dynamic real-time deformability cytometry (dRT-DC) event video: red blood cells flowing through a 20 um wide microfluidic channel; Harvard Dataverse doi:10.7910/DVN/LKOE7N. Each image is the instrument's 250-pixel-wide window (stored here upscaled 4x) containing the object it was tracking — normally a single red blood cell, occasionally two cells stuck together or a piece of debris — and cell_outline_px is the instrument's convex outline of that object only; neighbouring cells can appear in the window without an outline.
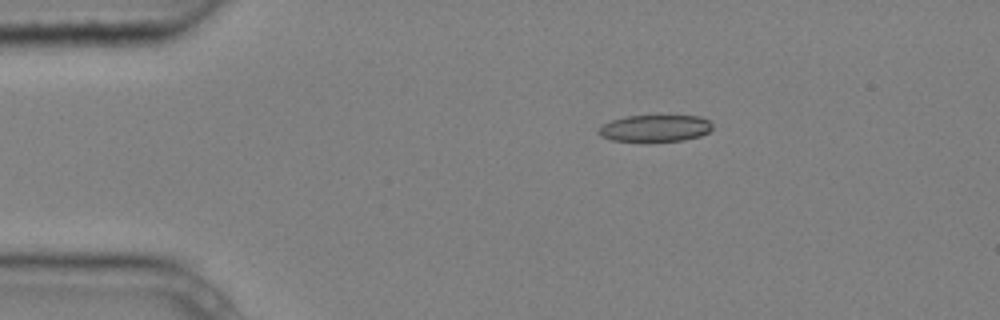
{"species": "common noctule bat (a hibernating species)", "species_latin": "Nyctalus noctula", "temperature_condition": "cold", "stored_images_in_passage": 5, "camera_frame_rate_fps": 3000, "um_per_image_px": 0.085, "animal": {"sex": "male", "body_mass_g": 20.4}, "frame": {"image": 1, "passage_image": 3, "time_ms": 0.667, "image_size_px": [1000, 320], "cell_outline_px": [[712, 128], [708, 132], [700, 136], [684, 140], [612, 140], [600, 136], [596, 132], [604, 124], [612, 120], [628, 116], [700, 116], [708, 120], [712, 124]], "centroid_in_image_um": [55.7, 10.89], "position_along_channel_um": 29.3, "area_um2": 17.34}}
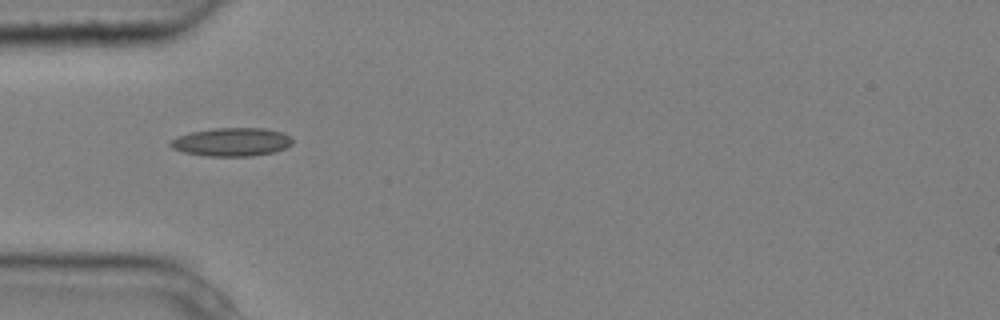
{"frame": {"image": 2, "passage_image": 5, "time_ms": 1.333, "image_size_px": [1000, 320], "cell_outline_px": [[292, 144], [276, 152], [252, 156], [208, 156], [184, 152], [172, 148], [168, 144], [176, 136], [192, 132], [212, 128], [264, 128], [280, 132], [288, 136], [292, 140]], "centroid_in_image_um": [19.67, 12.07], "position_along_channel_um": 65.3, "area_um2": 20.11}}